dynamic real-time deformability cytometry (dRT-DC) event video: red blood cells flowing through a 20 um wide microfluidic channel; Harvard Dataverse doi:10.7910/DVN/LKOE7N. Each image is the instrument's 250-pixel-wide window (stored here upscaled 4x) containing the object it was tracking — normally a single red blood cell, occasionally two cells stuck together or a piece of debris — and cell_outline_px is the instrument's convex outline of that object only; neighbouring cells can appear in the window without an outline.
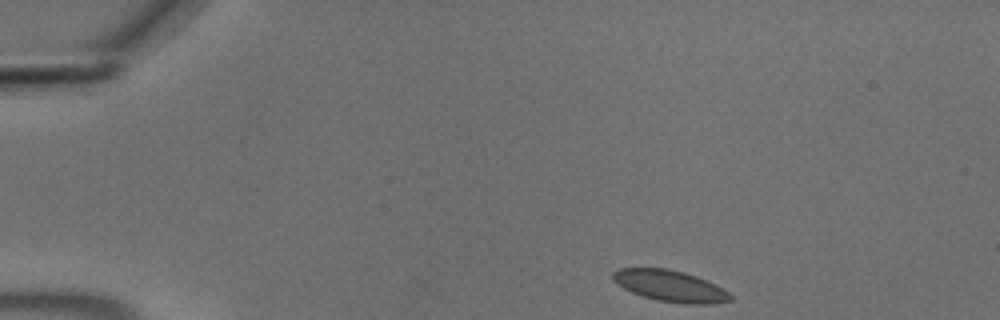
{"species": "common noctule bat (a hibernating species)", "species_latin": "Nyctalus noctula", "temperature_condition": "cold", "stored_images_in_passage": 47, "camera_frame_rate_fps": 3000, "um_per_image_px": 0.085, "animal": {"sex": "male", "body_mass_g": 18.8}, "frame": {"image": 1, "passage_image": 1, "time_ms": 0.0, "image_size_px": [1000, 320], "cell_outline_px": [[732, 300], [712, 304], [684, 304], [656, 300], [632, 292], [624, 288], [612, 276], [612, 272], [620, 268], [668, 268], [684, 272], [696, 276], [728, 292], [732, 296]], "centroid_in_image_um": [56.97, 24.31], "position_along_channel_um": 28.0, "area_um2": 21.1}}
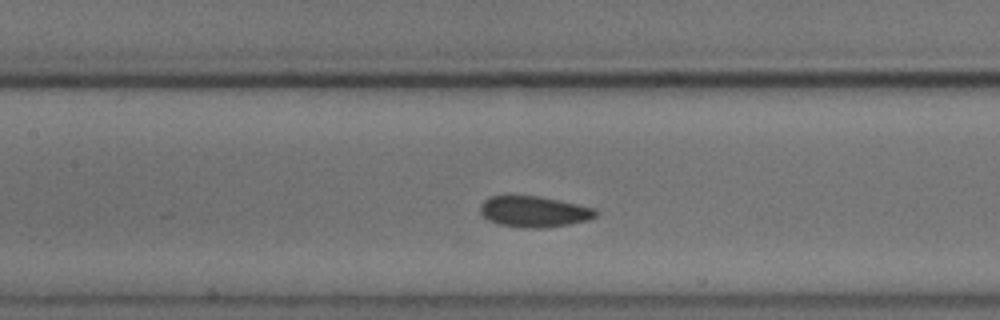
{"frame": {"image": 2, "passage_image": 18, "time_ms": 5.667, "image_size_px": [1000, 320], "cell_outline_px": [[600, 212], [596, 216], [588, 220], [568, 224], [540, 228], [524, 228], [500, 224], [488, 220], [480, 212], [480, 204], [488, 196], [540, 196], [560, 200], [596, 208]], "centroid_in_image_um": [45.41, 17.98], "position_along_channel_um": 162.0, "area_um2": 20.92}}
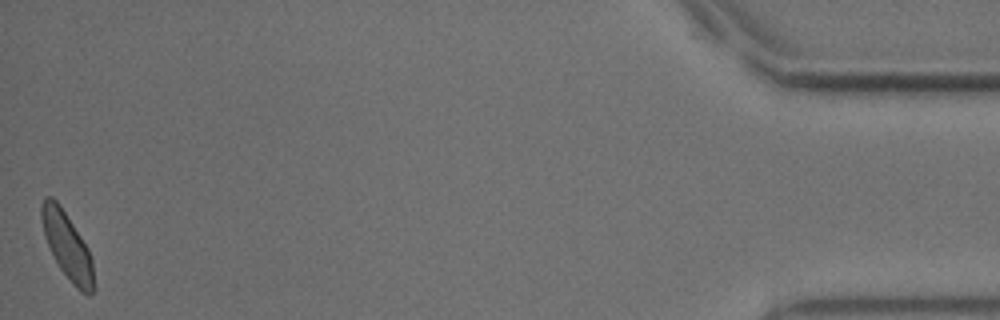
{"frame": {"image": 3, "passage_image": 47, "time_ms": 15.333, "image_size_px": [1000, 320], "cell_outline_px": [[96, 288], [88, 296], [80, 292], [72, 284], [60, 268], [44, 236], [40, 216], [40, 204], [44, 196], [52, 196], [60, 204], [88, 248], [92, 260]], "centroid_in_image_um": [5.72, 20.9], "position_along_channel_um": 429.5, "area_um2": 20.46}, "authors_computed_cell_mechanics": {"area_um2": 20.808, "velocity_mm_per_s": 3.6502, "shape_relaxation_time_tau1_ms": 2.3707, "shape_relaxation_time_tau2_ms": null, "deformation_change_tau1": 0.0622, "deformation_change_tau2": null}}